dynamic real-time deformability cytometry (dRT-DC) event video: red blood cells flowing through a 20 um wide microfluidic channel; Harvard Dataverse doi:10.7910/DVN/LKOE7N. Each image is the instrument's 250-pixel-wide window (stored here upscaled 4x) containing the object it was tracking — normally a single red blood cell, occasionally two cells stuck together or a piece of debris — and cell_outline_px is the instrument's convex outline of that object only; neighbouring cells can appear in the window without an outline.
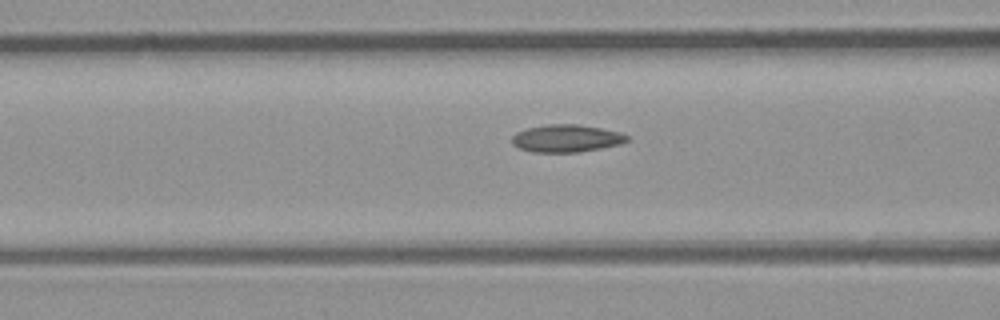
{"species": "common noctule bat (a hibernating species)", "species_latin": "Nyctalus noctula", "temperature_condition": "room temperature", "stored_images_in_passage": 5, "camera_frame_rate_fps": 3000, "um_per_image_px": 0.085, "animal": {"sex": "male", "body_mass_g": 23.1, "forearm_length_mm": 52.7}, "frame": {"image": 1, "passage_image": 5, "time_ms": 5.333, "image_size_px": [1000, 320], "cell_outline_px": [[628, 140], [620, 144], [580, 152], [532, 152], [520, 148], [512, 144], [512, 136], [516, 132], [528, 128], [548, 124], [576, 124], [600, 128], [620, 132], [628, 136]], "centroid_in_image_um": [48.13, 11.76], "position_along_channel_um": 118.5, "area_um2": 18.32}}